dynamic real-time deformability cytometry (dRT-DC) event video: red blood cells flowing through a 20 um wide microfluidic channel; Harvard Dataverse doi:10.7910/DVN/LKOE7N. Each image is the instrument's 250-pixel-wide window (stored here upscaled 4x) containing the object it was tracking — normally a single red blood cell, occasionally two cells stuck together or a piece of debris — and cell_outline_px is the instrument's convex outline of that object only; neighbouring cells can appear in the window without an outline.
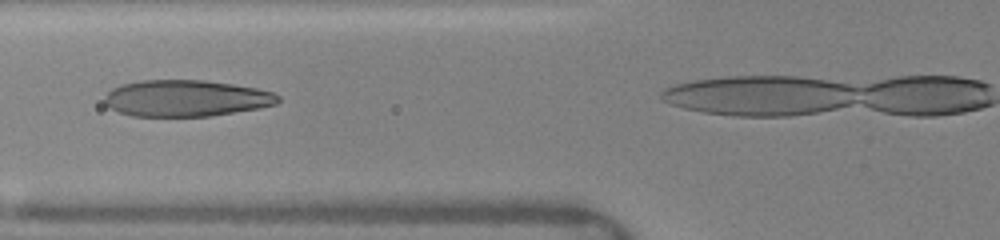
{"species": "human", "species_latin": "Homo sapiens", "temperature_condition": "warm", "stored_images_in_passage": 14, "camera_frame_rate_fps": 3000, "um_per_image_px": 0.085, "donor": {"sex": "female"}, "frame": {"image": 1, "passage_image": 12, "time_ms": 3.667, "image_size_px": [1000, 240], "cell_outline_px": [[280, 100], [276, 104], [260, 108], [208, 116], [132, 116], [120, 112], [104, 104], [104, 96], [112, 88], [120, 84], [140, 80], [204, 80], [232, 84], [256, 88], [272, 92], [280, 96]], "centroid_in_image_um": [15.79, 8.34], "position_along_channel_um": 110.0, "area_um2": 36.88}}